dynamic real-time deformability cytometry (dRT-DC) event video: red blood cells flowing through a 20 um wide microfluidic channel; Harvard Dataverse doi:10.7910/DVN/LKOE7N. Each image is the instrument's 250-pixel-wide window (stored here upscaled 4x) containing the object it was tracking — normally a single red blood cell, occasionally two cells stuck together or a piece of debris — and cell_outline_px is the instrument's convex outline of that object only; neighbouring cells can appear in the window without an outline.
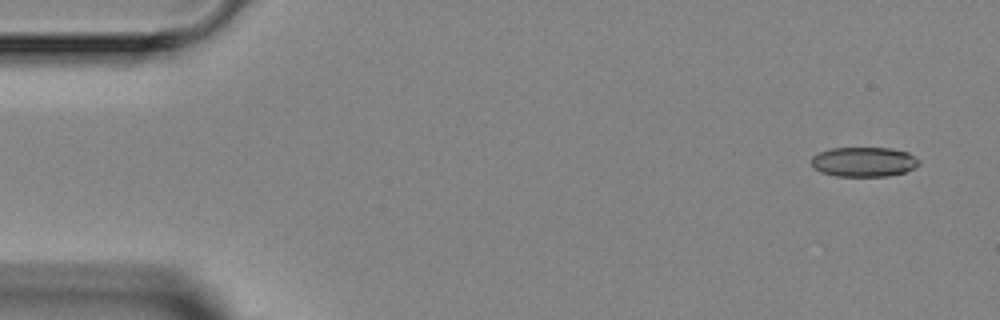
{"species": "Egyptian fruit bat (a non-hibernating species)", "species_latin": "Rousettus aegyptiacus", "temperature_condition": "room temperature", "stored_images_in_passage": 4, "camera_frame_rate_fps": 3000, "um_per_image_px": 0.085, "animal": {"sex": "female"}, "frame": {"image": 1, "passage_image": 1, "time_ms": 0.0, "image_size_px": [1000, 320], "cell_outline_px": [[920, 164], [916, 168], [904, 172], [888, 176], [836, 176], [820, 172], [812, 168], [812, 156], [816, 152], [828, 148], [892, 148], [908, 152], [920, 160]], "centroid_in_image_um": [73.41, 13.75], "position_along_channel_um": 11.6, "area_um2": 18.96}}
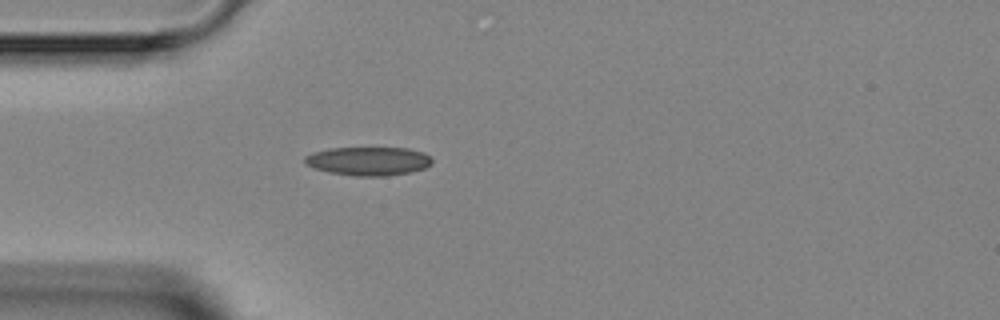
{"frame": {"image": 2, "passage_image": 4, "time_ms": 3.667, "image_size_px": [1000, 320], "cell_outline_px": [[432, 164], [424, 168], [412, 172], [388, 176], [356, 176], [328, 172], [312, 168], [304, 164], [304, 156], [312, 152], [328, 148], [408, 148], [424, 152], [432, 156]], "centroid_in_image_um": [31.31, 13.69], "position_along_channel_um": 53.7, "area_um2": 21.62}}